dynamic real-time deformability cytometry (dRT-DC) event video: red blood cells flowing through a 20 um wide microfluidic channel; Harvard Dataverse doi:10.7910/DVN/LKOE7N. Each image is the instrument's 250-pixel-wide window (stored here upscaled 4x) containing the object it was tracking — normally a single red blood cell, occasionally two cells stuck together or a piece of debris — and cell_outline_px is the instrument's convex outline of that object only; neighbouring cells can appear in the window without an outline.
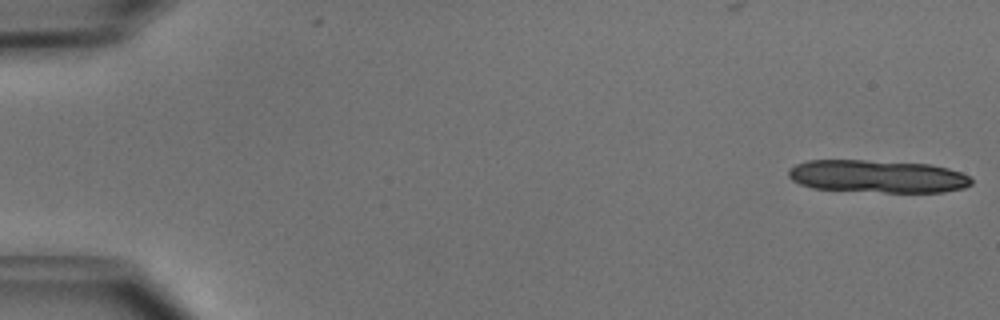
{"species": "common noctule bat (a hibernating species)", "species_latin": "Nyctalus noctula", "temperature_condition": "cold", "stored_images_in_passage": 12, "camera_frame_rate_fps": 3000, "um_per_image_px": 0.085, "animal": {"sex": "male", "body_mass_g": 15.6}, "frame": {"image": 1, "passage_image": 1, "time_ms": 0.0, "image_size_px": [1000, 320], "cell_outline_px": [[972, 184], [964, 188], [944, 192], [884, 192], [812, 188], [800, 184], [792, 180], [788, 176], [788, 168], [796, 164], [808, 160], [864, 160], [928, 164], [948, 168], [960, 172], [968, 176], [972, 180]], "centroid_in_image_um": [74.57, 14.99], "position_along_channel_um": 10.4, "area_um2": 34.85}}